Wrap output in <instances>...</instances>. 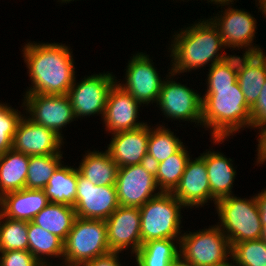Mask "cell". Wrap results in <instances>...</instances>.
Returning a JSON list of instances; mask_svg holds the SVG:
<instances>
[{"label": "cell", "instance_id": "2e32d148", "mask_svg": "<svg viewBox=\"0 0 266 266\" xmlns=\"http://www.w3.org/2000/svg\"><path fill=\"white\" fill-rule=\"evenodd\" d=\"M64 139L55 131L35 124L25 115L19 121L12 149L28 156L59 154Z\"/></svg>", "mask_w": 266, "mask_h": 266}, {"label": "cell", "instance_id": "9a60e30c", "mask_svg": "<svg viewBox=\"0 0 266 266\" xmlns=\"http://www.w3.org/2000/svg\"><path fill=\"white\" fill-rule=\"evenodd\" d=\"M107 243L110 251L130 250L135 254L141 247L139 207L119 206L106 220Z\"/></svg>", "mask_w": 266, "mask_h": 266}, {"label": "cell", "instance_id": "ba28073f", "mask_svg": "<svg viewBox=\"0 0 266 266\" xmlns=\"http://www.w3.org/2000/svg\"><path fill=\"white\" fill-rule=\"evenodd\" d=\"M175 76L177 75L168 72L163 80L156 103L158 108L169 120H182L188 123L190 121L197 123L196 126H202V95L184 84L177 83Z\"/></svg>", "mask_w": 266, "mask_h": 266}, {"label": "cell", "instance_id": "d6986e66", "mask_svg": "<svg viewBox=\"0 0 266 266\" xmlns=\"http://www.w3.org/2000/svg\"><path fill=\"white\" fill-rule=\"evenodd\" d=\"M107 151L118 167L138 165L147 162L150 126L120 131L112 134Z\"/></svg>", "mask_w": 266, "mask_h": 266}, {"label": "cell", "instance_id": "8d00e7d4", "mask_svg": "<svg viewBox=\"0 0 266 266\" xmlns=\"http://www.w3.org/2000/svg\"><path fill=\"white\" fill-rule=\"evenodd\" d=\"M119 255L120 252L110 251L82 264L81 266H122L121 262L119 261Z\"/></svg>", "mask_w": 266, "mask_h": 266}, {"label": "cell", "instance_id": "f1b7e54d", "mask_svg": "<svg viewBox=\"0 0 266 266\" xmlns=\"http://www.w3.org/2000/svg\"><path fill=\"white\" fill-rule=\"evenodd\" d=\"M188 148L183 145L176 153L154 165L155 181L160 192L172 193L178 186L190 159Z\"/></svg>", "mask_w": 266, "mask_h": 266}, {"label": "cell", "instance_id": "5b68a950", "mask_svg": "<svg viewBox=\"0 0 266 266\" xmlns=\"http://www.w3.org/2000/svg\"><path fill=\"white\" fill-rule=\"evenodd\" d=\"M182 208L186 207L172 193L166 192L140 207L142 244L150 240L181 239Z\"/></svg>", "mask_w": 266, "mask_h": 266}, {"label": "cell", "instance_id": "3957f363", "mask_svg": "<svg viewBox=\"0 0 266 266\" xmlns=\"http://www.w3.org/2000/svg\"><path fill=\"white\" fill-rule=\"evenodd\" d=\"M202 20V21H201ZM181 28L172 34L170 52V71L174 74L190 72L225 60L230 56L222 52L226 48L218 28L209 19ZM211 62V64H210ZM209 63V64H208Z\"/></svg>", "mask_w": 266, "mask_h": 266}, {"label": "cell", "instance_id": "f6af8a7d", "mask_svg": "<svg viewBox=\"0 0 266 266\" xmlns=\"http://www.w3.org/2000/svg\"><path fill=\"white\" fill-rule=\"evenodd\" d=\"M58 1H60V3H69L70 1H74V0H58Z\"/></svg>", "mask_w": 266, "mask_h": 266}, {"label": "cell", "instance_id": "e0dca14e", "mask_svg": "<svg viewBox=\"0 0 266 266\" xmlns=\"http://www.w3.org/2000/svg\"><path fill=\"white\" fill-rule=\"evenodd\" d=\"M141 105L138 100L115 82L108 93L102 118L106 131L113 134L137 129L148 123L138 121Z\"/></svg>", "mask_w": 266, "mask_h": 266}, {"label": "cell", "instance_id": "4dcf8cb0", "mask_svg": "<svg viewBox=\"0 0 266 266\" xmlns=\"http://www.w3.org/2000/svg\"><path fill=\"white\" fill-rule=\"evenodd\" d=\"M63 153L29 156L26 189H44L56 169L64 163Z\"/></svg>", "mask_w": 266, "mask_h": 266}, {"label": "cell", "instance_id": "f35d334b", "mask_svg": "<svg viewBox=\"0 0 266 266\" xmlns=\"http://www.w3.org/2000/svg\"><path fill=\"white\" fill-rule=\"evenodd\" d=\"M255 200L260 213L261 224L266 225V188L255 195Z\"/></svg>", "mask_w": 266, "mask_h": 266}, {"label": "cell", "instance_id": "60d3db41", "mask_svg": "<svg viewBox=\"0 0 266 266\" xmlns=\"http://www.w3.org/2000/svg\"><path fill=\"white\" fill-rule=\"evenodd\" d=\"M258 2V3H257ZM256 6L258 7L259 11L264 15L266 18V0H256Z\"/></svg>", "mask_w": 266, "mask_h": 266}, {"label": "cell", "instance_id": "ab89813d", "mask_svg": "<svg viewBox=\"0 0 266 266\" xmlns=\"http://www.w3.org/2000/svg\"><path fill=\"white\" fill-rule=\"evenodd\" d=\"M208 1V4L209 2L211 4H216L217 5V8L220 7V6H225L226 5H232L234 1L236 0H207Z\"/></svg>", "mask_w": 266, "mask_h": 266}, {"label": "cell", "instance_id": "44dd1931", "mask_svg": "<svg viewBox=\"0 0 266 266\" xmlns=\"http://www.w3.org/2000/svg\"><path fill=\"white\" fill-rule=\"evenodd\" d=\"M266 80V54L238 55L237 81L251 108L257 101Z\"/></svg>", "mask_w": 266, "mask_h": 266}, {"label": "cell", "instance_id": "ac0fdd59", "mask_svg": "<svg viewBox=\"0 0 266 266\" xmlns=\"http://www.w3.org/2000/svg\"><path fill=\"white\" fill-rule=\"evenodd\" d=\"M190 157L180 182L172 194L187 208L203 207L206 203L216 200L211 196L205 160L198 156Z\"/></svg>", "mask_w": 266, "mask_h": 266}, {"label": "cell", "instance_id": "7a4b0ae2", "mask_svg": "<svg viewBox=\"0 0 266 266\" xmlns=\"http://www.w3.org/2000/svg\"><path fill=\"white\" fill-rule=\"evenodd\" d=\"M70 48L65 43H25L22 54L31 81L25 94H68L76 78Z\"/></svg>", "mask_w": 266, "mask_h": 266}, {"label": "cell", "instance_id": "7bdbcfd3", "mask_svg": "<svg viewBox=\"0 0 266 266\" xmlns=\"http://www.w3.org/2000/svg\"><path fill=\"white\" fill-rule=\"evenodd\" d=\"M261 239L266 243V225H262Z\"/></svg>", "mask_w": 266, "mask_h": 266}, {"label": "cell", "instance_id": "1f68e13d", "mask_svg": "<svg viewBox=\"0 0 266 266\" xmlns=\"http://www.w3.org/2000/svg\"><path fill=\"white\" fill-rule=\"evenodd\" d=\"M28 250V222L0 213V251Z\"/></svg>", "mask_w": 266, "mask_h": 266}, {"label": "cell", "instance_id": "5bb4252c", "mask_svg": "<svg viewBox=\"0 0 266 266\" xmlns=\"http://www.w3.org/2000/svg\"><path fill=\"white\" fill-rule=\"evenodd\" d=\"M120 206L115 186L94 185L78 171L74 209L84 219L106 220Z\"/></svg>", "mask_w": 266, "mask_h": 266}, {"label": "cell", "instance_id": "277c9868", "mask_svg": "<svg viewBox=\"0 0 266 266\" xmlns=\"http://www.w3.org/2000/svg\"><path fill=\"white\" fill-rule=\"evenodd\" d=\"M217 225L227 236L230 245L261 239L262 224L255 195L240 198L230 195L216 201Z\"/></svg>", "mask_w": 266, "mask_h": 266}, {"label": "cell", "instance_id": "e575fe53", "mask_svg": "<svg viewBox=\"0 0 266 266\" xmlns=\"http://www.w3.org/2000/svg\"><path fill=\"white\" fill-rule=\"evenodd\" d=\"M0 266H42L28 250L0 251Z\"/></svg>", "mask_w": 266, "mask_h": 266}, {"label": "cell", "instance_id": "8fae6325", "mask_svg": "<svg viewBox=\"0 0 266 266\" xmlns=\"http://www.w3.org/2000/svg\"><path fill=\"white\" fill-rule=\"evenodd\" d=\"M113 72H104L91 74L76 82L69 89L68 96L74 110L75 117L81 118L87 116H97L100 114L103 118L108 93L116 82L117 77Z\"/></svg>", "mask_w": 266, "mask_h": 266}, {"label": "cell", "instance_id": "83f0119b", "mask_svg": "<svg viewBox=\"0 0 266 266\" xmlns=\"http://www.w3.org/2000/svg\"><path fill=\"white\" fill-rule=\"evenodd\" d=\"M179 242L180 239L150 240L132 257L135 256L136 266H171L180 256Z\"/></svg>", "mask_w": 266, "mask_h": 266}, {"label": "cell", "instance_id": "d590c367", "mask_svg": "<svg viewBox=\"0 0 266 266\" xmlns=\"http://www.w3.org/2000/svg\"><path fill=\"white\" fill-rule=\"evenodd\" d=\"M250 129H257L259 133L266 128V80L256 103L250 108Z\"/></svg>", "mask_w": 266, "mask_h": 266}, {"label": "cell", "instance_id": "d6a6232c", "mask_svg": "<svg viewBox=\"0 0 266 266\" xmlns=\"http://www.w3.org/2000/svg\"><path fill=\"white\" fill-rule=\"evenodd\" d=\"M231 258L236 266H266V243L262 239L233 244Z\"/></svg>", "mask_w": 266, "mask_h": 266}, {"label": "cell", "instance_id": "d4e9b609", "mask_svg": "<svg viewBox=\"0 0 266 266\" xmlns=\"http://www.w3.org/2000/svg\"><path fill=\"white\" fill-rule=\"evenodd\" d=\"M28 251L42 266H53L51 257L63 260L64 241L30 221L28 222Z\"/></svg>", "mask_w": 266, "mask_h": 266}, {"label": "cell", "instance_id": "b9f144b4", "mask_svg": "<svg viewBox=\"0 0 266 266\" xmlns=\"http://www.w3.org/2000/svg\"><path fill=\"white\" fill-rule=\"evenodd\" d=\"M177 266H193L192 264L184 261L180 256L177 258Z\"/></svg>", "mask_w": 266, "mask_h": 266}, {"label": "cell", "instance_id": "6da1fadb", "mask_svg": "<svg viewBox=\"0 0 266 266\" xmlns=\"http://www.w3.org/2000/svg\"><path fill=\"white\" fill-rule=\"evenodd\" d=\"M238 55L213 64L202 96V127L210 129L212 143H224L251 126L250 107L237 81ZM244 128V129H243Z\"/></svg>", "mask_w": 266, "mask_h": 266}, {"label": "cell", "instance_id": "4316f807", "mask_svg": "<svg viewBox=\"0 0 266 266\" xmlns=\"http://www.w3.org/2000/svg\"><path fill=\"white\" fill-rule=\"evenodd\" d=\"M61 164L44 187L49 202L72 205L77 193L78 169Z\"/></svg>", "mask_w": 266, "mask_h": 266}, {"label": "cell", "instance_id": "f546056e", "mask_svg": "<svg viewBox=\"0 0 266 266\" xmlns=\"http://www.w3.org/2000/svg\"><path fill=\"white\" fill-rule=\"evenodd\" d=\"M176 136L166 126L157 125L156 128L150 126L147 162L154 166L176 153L184 145L181 139Z\"/></svg>", "mask_w": 266, "mask_h": 266}, {"label": "cell", "instance_id": "484cf974", "mask_svg": "<svg viewBox=\"0 0 266 266\" xmlns=\"http://www.w3.org/2000/svg\"><path fill=\"white\" fill-rule=\"evenodd\" d=\"M76 217L72 205L50 202L31 222L65 241Z\"/></svg>", "mask_w": 266, "mask_h": 266}, {"label": "cell", "instance_id": "30bf717a", "mask_svg": "<svg viewBox=\"0 0 266 266\" xmlns=\"http://www.w3.org/2000/svg\"><path fill=\"white\" fill-rule=\"evenodd\" d=\"M23 96L21 106L24 107L23 111L26 110L25 116L35 124L55 131L62 138V129L77 120L68 95L30 93Z\"/></svg>", "mask_w": 266, "mask_h": 266}, {"label": "cell", "instance_id": "ee69618b", "mask_svg": "<svg viewBox=\"0 0 266 266\" xmlns=\"http://www.w3.org/2000/svg\"><path fill=\"white\" fill-rule=\"evenodd\" d=\"M233 259L231 258V262L229 263L228 261H226L225 263L223 264H220V265H216V266H236Z\"/></svg>", "mask_w": 266, "mask_h": 266}, {"label": "cell", "instance_id": "7c38bea8", "mask_svg": "<svg viewBox=\"0 0 266 266\" xmlns=\"http://www.w3.org/2000/svg\"><path fill=\"white\" fill-rule=\"evenodd\" d=\"M115 187L121 206L140 208L161 193L155 181L154 166L148 162L119 167Z\"/></svg>", "mask_w": 266, "mask_h": 266}, {"label": "cell", "instance_id": "cb8c5ba5", "mask_svg": "<svg viewBox=\"0 0 266 266\" xmlns=\"http://www.w3.org/2000/svg\"><path fill=\"white\" fill-rule=\"evenodd\" d=\"M29 156L13 149L0 155V198L25 188Z\"/></svg>", "mask_w": 266, "mask_h": 266}, {"label": "cell", "instance_id": "8992f818", "mask_svg": "<svg viewBox=\"0 0 266 266\" xmlns=\"http://www.w3.org/2000/svg\"><path fill=\"white\" fill-rule=\"evenodd\" d=\"M108 252L106 221L76 217L64 241L60 266H81Z\"/></svg>", "mask_w": 266, "mask_h": 266}, {"label": "cell", "instance_id": "4fadbf2b", "mask_svg": "<svg viewBox=\"0 0 266 266\" xmlns=\"http://www.w3.org/2000/svg\"><path fill=\"white\" fill-rule=\"evenodd\" d=\"M130 59L125 69V82L116 80L117 84L143 104L142 107L157 103L164 78L159 76L153 60L143 52H137Z\"/></svg>", "mask_w": 266, "mask_h": 266}, {"label": "cell", "instance_id": "603a6c76", "mask_svg": "<svg viewBox=\"0 0 266 266\" xmlns=\"http://www.w3.org/2000/svg\"><path fill=\"white\" fill-rule=\"evenodd\" d=\"M79 163V173L98 186H115L118 165L111 158L107 150L87 151Z\"/></svg>", "mask_w": 266, "mask_h": 266}, {"label": "cell", "instance_id": "7402d4cb", "mask_svg": "<svg viewBox=\"0 0 266 266\" xmlns=\"http://www.w3.org/2000/svg\"><path fill=\"white\" fill-rule=\"evenodd\" d=\"M211 150H205L200 156L206 163L211 196L217 201L233 195L232 188L237 172L231 158Z\"/></svg>", "mask_w": 266, "mask_h": 266}, {"label": "cell", "instance_id": "ffe728a7", "mask_svg": "<svg viewBox=\"0 0 266 266\" xmlns=\"http://www.w3.org/2000/svg\"><path fill=\"white\" fill-rule=\"evenodd\" d=\"M49 203L43 189L23 188L0 198V213L9 219L30 222Z\"/></svg>", "mask_w": 266, "mask_h": 266}, {"label": "cell", "instance_id": "836d02e7", "mask_svg": "<svg viewBox=\"0 0 266 266\" xmlns=\"http://www.w3.org/2000/svg\"><path fill=\"white\" fill-rule=\"evenodd\" d=\"M0 102V155L12 149L17 125L25 115L10 104Z\"/></svg>", "mask_w": 266, "mask_h": 266}, {"label": "cell", "instance_id": "52a82bcc", "mask_svg": "<svg viewBox=\"0 0 266 266\" xmlns=\"http://www.w3.org/2000/svg\"><path fill=\"white\" fill-rule=\"evenodd\" d=\"M200 230L182 234L179 248L184 261L193 266H216L231 260L232 247L218 225Z\"/></svg>", "mask_w": 266, "mask_h": 266}, {"label": "cell", "instance_id": "9c48e42d", "mask_svg": "<svg viewBox=\"0 0 266 266\" xmlns=\"http://www.w3.org/2000/svg\"><path fill=\"white\" fill-rule=\"evenodd\" d=\"M219 11L215 16H210L212 23L218 28L225 47L237 50L243 49L244 54H257L264 52L263 48L252 44L257 31V20L253 14L245 9L232 8ZM222 12V13H221ZM218 15V16H217ZM245 50V52H244Z\"/></svg>", "mask_w": 266, "mask_h": 266}, {"label": "cell", "instance_id": "74e56055", "mask_svg": "<svg viewBox=\"0 0 266 266\" xmlns=\"http://www.w3.org/2000/svg\"><path fill=\"white\" fill-rule=\"evenodd\" d=\"M258 146H257V159L256 165L265 164L266 162V128H264L260 133H258Z\"/></svg>", "mask_w": 266, "mask_h": 266}, {"label": "cell", "instance_id": "bcb514c9", "mask_svg": "<svg viewBox=\"0 0 266 266\" xmlns=\"http://www.w3.org/2000/svg\"><path fill=\"white\" fill-rule=\"evenodd\" d=\"M171 266H177V259L173 262Z\"/></svg>", "mask_w": 266, "mask_h": 266}]
</instances>
